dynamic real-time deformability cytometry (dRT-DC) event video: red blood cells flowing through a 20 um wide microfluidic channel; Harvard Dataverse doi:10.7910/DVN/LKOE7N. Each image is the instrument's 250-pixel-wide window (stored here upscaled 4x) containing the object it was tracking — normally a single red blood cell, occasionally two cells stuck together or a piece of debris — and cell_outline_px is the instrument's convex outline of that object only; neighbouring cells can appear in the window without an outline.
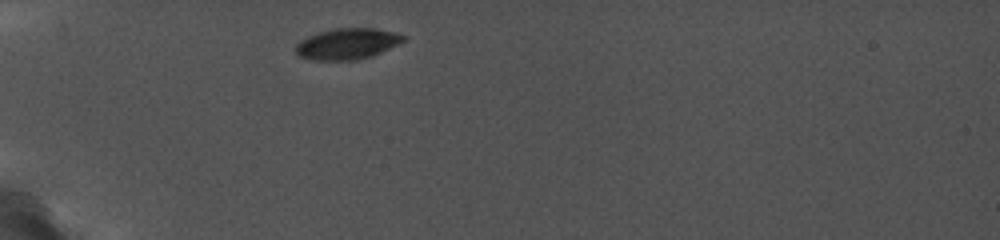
{"species": "common noctule bat (a hibernating species)", "species_latin": "Nyctalus noctula", "temperature_condition": "cold", "stored_images_in_passage": 19, "camera_frame_rate_fps": 5000, "um_per_image_px": 0.085, "animal": {"sex": "female", "body_mass_g": 19.0, "forearm_length_mm": 56.7}, "frame": {"image": 1, "passage_image": 1, "time_ms": 0.0, "image_size_px": [1000, 240], "cell_outline_px": [[408, 36], [404, 40], [372, 56], [352, 60], [320, 60], [300, 56], [296, 52], [296, 44], [300, 40], [316, 32], [336, 28], [376, 28], [396, 32]], "centroid_in_image_um": [29.52, 3.7], "position_along_channel_um": 55.5, "area_um2": 19.31}}
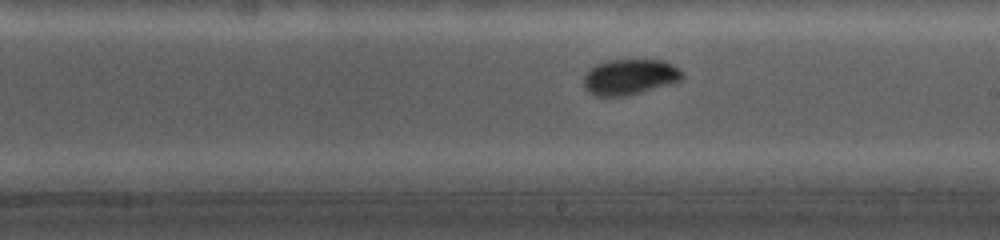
{"frame": {"image": 2, "passage_image": 11, "time_ms": 5.4, "image_size_px": [1000, 240], "cell_outline_px": [[684, 76], [680, 80], [636, 92], [620, 96], [596, 96], [588, 92], [584, 88], [584, 76], [596, 64], [604, 60], [664, 60], [680, 68], [684, 72]], "centroid_in_image_um": [53.51, 6.51], "position_along_channel_um": 235.5, "area_um2": 20.06}}
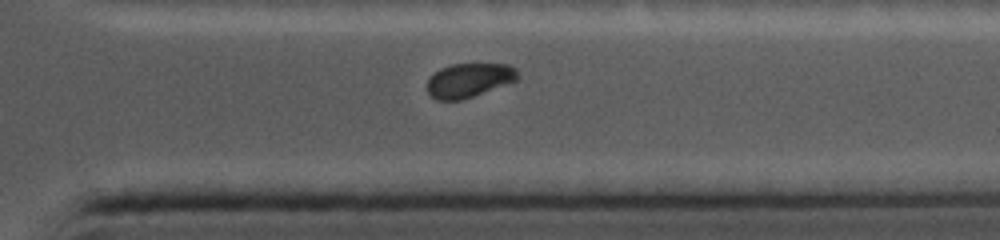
{"frame": {"image": 3, "passage_image": 19, "time_ms": 9.0, "image_size_px": [1000, 240], "cell_outline_px": [[516, 80], [472, 96], [460, 100], [436, 100], [428, 92], [428, 80], [440, 68], [452, 64], [508, 64], [516, 68]], "centroid_in_image_um": [39.84, 6.81], "position_along_channel_um": 371.6, "area_um2": 17.51}}